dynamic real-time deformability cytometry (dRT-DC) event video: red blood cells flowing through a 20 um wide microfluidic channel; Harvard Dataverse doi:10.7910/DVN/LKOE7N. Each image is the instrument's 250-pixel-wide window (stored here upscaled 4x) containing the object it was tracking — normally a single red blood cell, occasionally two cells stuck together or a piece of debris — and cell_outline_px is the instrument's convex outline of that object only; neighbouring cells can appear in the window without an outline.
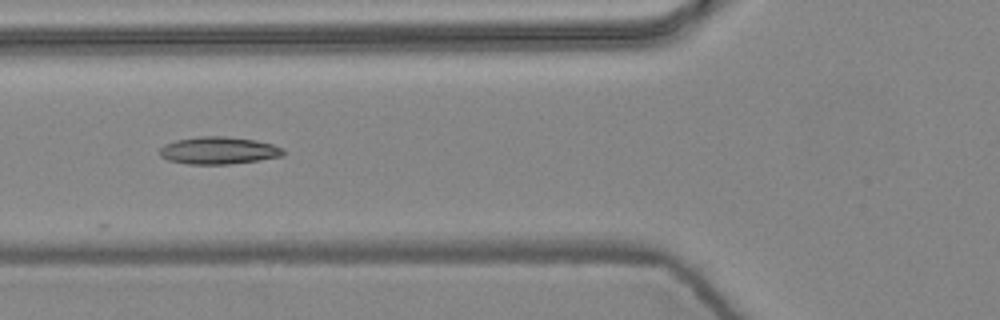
{"species": "common noctule bat (a hibernating species)", "species_latin": "Nyctalus noctula", "temperature_condition": "warm", "stored_images_in_passage": 7, "camera_frame_rate_fps": 3000, "um_per_image_px": 0.085, "animal": {"sex": "female", "body_mass_g": 24.6, "forearm_length_mm": 56.2}, "frame": {"image": 1, "passage_image": 6, "time_ms": 1.667, "image_size_px": [1000, 320], "cell_outline_px": [[284, 156], [260, 160], [228, 164], [188, 164], [168, 160], [160, 156], [160, 148], [164, 144], [176, 140], [200, 136], [224, 136], [256, 140], [272, 144], [284, 148]], "centroid_in_image_um": [18.6, 12.79], "position_along_channel_um": 107.2, "area_um2": 19.77}}